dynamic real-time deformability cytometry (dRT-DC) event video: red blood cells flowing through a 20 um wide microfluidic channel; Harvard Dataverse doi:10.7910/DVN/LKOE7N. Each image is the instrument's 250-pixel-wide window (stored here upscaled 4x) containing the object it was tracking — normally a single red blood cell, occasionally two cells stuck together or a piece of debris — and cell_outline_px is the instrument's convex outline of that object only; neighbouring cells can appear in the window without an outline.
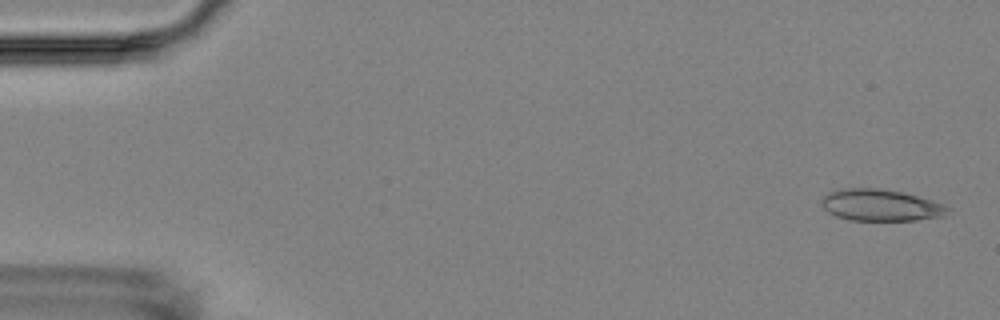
{"species": "Egyptian fruit bat (a non-hibernating species)", "species_latin": "Rousettus aegyptiacus", "temperature_condition": "room temperature", "stored_images_in_passage": 6, "camera_frame_rate_fps": 3000, "um_per_image_px": 0.085, "animal": {"sex": "female"}, "frame": {"image": 1, "passage_image": 1, "time_ms": 0.0, "image_size_px": [1000, 320], "cell_outline_px": [[952, 208], [944, 216], [916, 220], [852, 220], [836, 216], [828, 212], [820, 204], [824, 196], [828, 192], [844, 188], [880, 188], [904, 192], [932, 200], [944, 204]], "centroid_in_image_um": [74.88, 17.43], "position_along_channel_um": 10.1, "area_um2": 23.41}}